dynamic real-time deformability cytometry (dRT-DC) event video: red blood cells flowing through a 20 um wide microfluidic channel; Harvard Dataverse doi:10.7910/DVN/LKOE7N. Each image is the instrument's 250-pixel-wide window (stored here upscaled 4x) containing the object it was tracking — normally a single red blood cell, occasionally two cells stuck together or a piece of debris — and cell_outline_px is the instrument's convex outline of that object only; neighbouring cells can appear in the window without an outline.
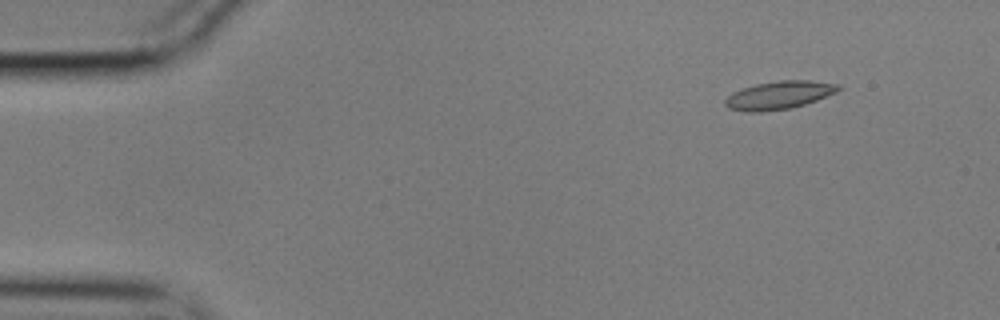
{"species": "common noctule bat (a hibernating species)", "species_latin": "Nyctalus noctula", "temperature_condition": "cold", "stored_images_in_passage": 52, "camera_frame_rate_fps": 3000, "um_per_image_px": 0.085, "animal": {"sex": "male", "body_mass_g": 17.9}, "frame": {"image": 1, "passage_image": 2, "time_ms": 0.333, "image_size_px": [1000, 320], "cell_outline_px": [[844, 88], [836, 92], [816, 100], [792, 108], [760, 112], [748, 112], [728, 108], [724, 104], [724, 100], [732, 92], [756, 84], [780, 80], [808, 80], [840, 84]], "centroid_in_image_um": [66.23, 8.09], "position_along_channel_um": 18.8, "area_um2": 18.55}}
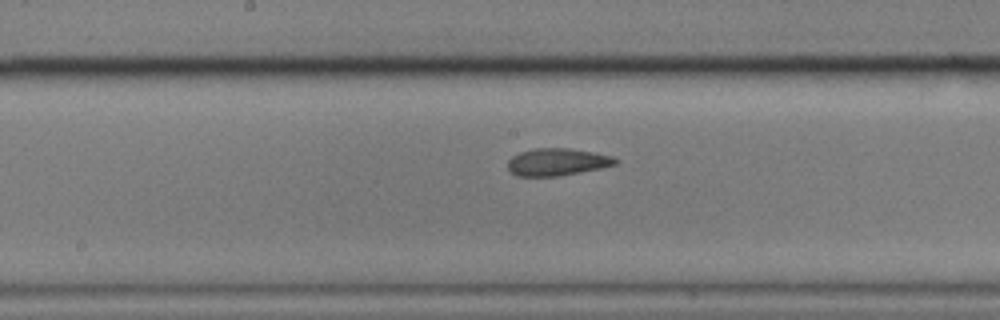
{"frame": {"image": 2, "passage_image": 25, "time_ms": 8.0, "image_size_px": [1000, 320], "cell_outline_px": [[620, 160], [616, 164], [600, 168], [560, 176], [516, 176], [508, 168], [508, 160], [512, 156], [520, 152], [532, 148], [568, 148], [592, 152], [612, 156]], "centroid_in_image_um": [47.35, 13.76], "position_along_channel_um": 200.9, "area_um2": 17.11}}
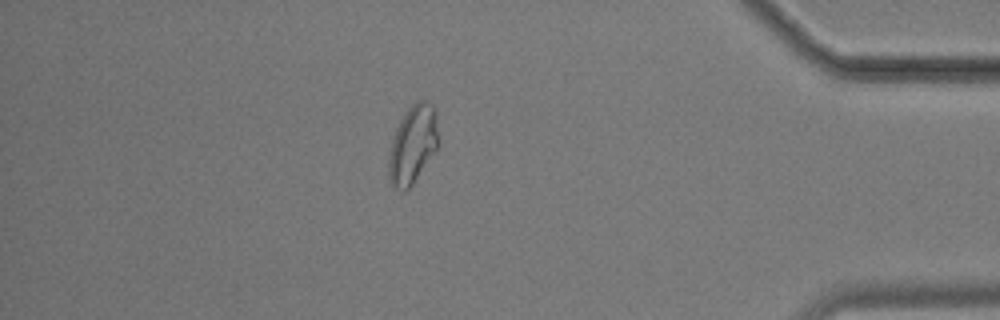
{"frame": {"image": 3, "passage_image": 45, "time_ms": 14.667, "image_size_px": [1000, 320], "cell_outline_px": [[440, 148], [412, 184], [404, 192], [392, 188], [388, 180], [388, 160], [392, 136], [400, 120], [408, 108], [416, 100], [428, 100], [432, 104], [440, 144]], "centroid_in_image_um": [35.08, 12.33], "position_along_channel_um": 400.1, "area_um2": 23.18}, "authors_computed_cell_mechanics": {"area_um2": 17.918, "velocity_mm_per_s": 3.5414, "shape_relaxation_time_tau1_ms": 5.0545, "shape_relaxation_time_tau2_ms": 1.9798, "deformation_change_tau1": 0.1235, "deformation_change_tau2": 0.0807}}